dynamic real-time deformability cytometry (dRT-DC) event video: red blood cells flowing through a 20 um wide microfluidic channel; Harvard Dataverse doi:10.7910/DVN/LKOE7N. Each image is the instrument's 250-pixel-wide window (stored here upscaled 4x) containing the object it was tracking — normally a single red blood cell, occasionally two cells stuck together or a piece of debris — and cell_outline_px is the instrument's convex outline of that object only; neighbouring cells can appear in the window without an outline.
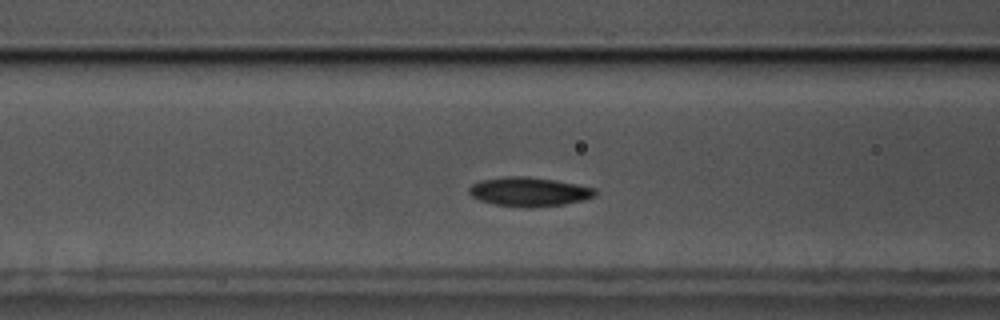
{"species": "common noctule bat (a hibernating species)", "species_latin": "Nyctalus noctula", "temperature_condition": "cold", "stored_images_in_passage": 51, "camera_frame_rate_fps": 3000, "um_per_image_px": 0.085, "animal": {"sex": "male", "body_mass_g": 17.5, "forearm_length_mm": 52.3}, "frame": {"image": 1, "passage_image": 16, "time_ms": 5.0, "image_size_px": [1000, 320], "cell_outline_px": [[596, 196], [584, 200], [564, 204], [528, 208], [492, 204], [480, 200], [472, 196], [468, 192], [468, 188], [472, 184], [480, 180], [504, 176], [528, 176], [556, 180], [596, 188]], "centroid_in_image_um": [44.97, 16.29], "position_along_channel_um": 121.6, "area_um2": 21.62}}
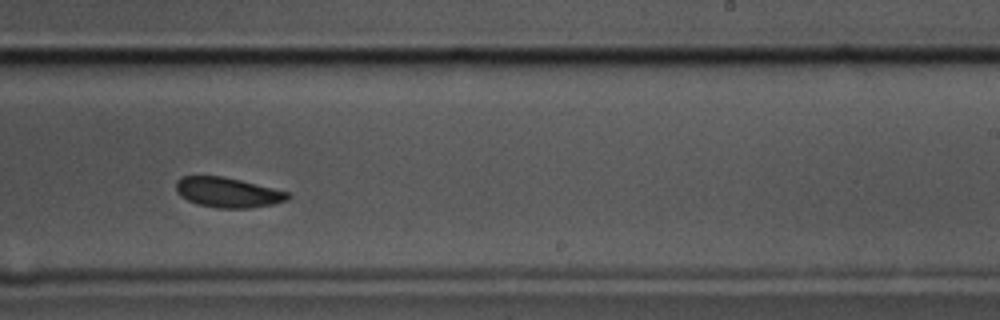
{"frame": {"image": 2, "passage_image": 29, "time_ms": 9.333, "image_size_px": [1000, 320], "cell_outline_px": [[292, 196], [288, 200], [272, 204], [248, 208], [216, 208], [200, 204], [188, 200], [180, 196], [176, 192], [176, 180], [184, 176], [220, 176], [240, 180], [288, 192]], "centroid_in_image_um": [19.35, 16.36], "position_along_channel_um": 269.6, "area_um2": 19.36}}
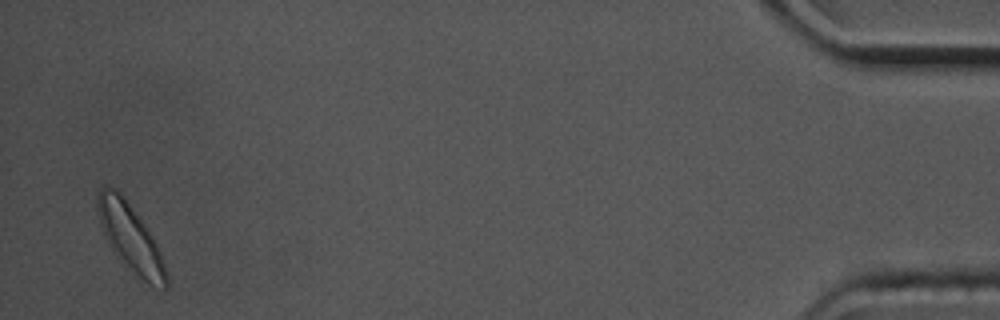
{"frame": {"image": 3, "passage_image": 50, "time_ms": 16.333, "image_size_px": [1000, 320], "cell_outline_px": [[168, 288], [164, 288], [148, 284], [128, 268], [112, 252], [104, 236], [100, 224], [96, 208], [96, 200], [100, 188], [112, 188], [120, 192], [124, 196], [148, 228], [160, 252], [168, 276]], "centroid_in_image_um": [11.07, 20.21], "position_along_channel_um": 424.1, "area_um2": 26.99}, "authors_computed_cell_mechanics": {"area_um2": 20.6924, "velocity_mm_per_s": 3.4264, "shape_relaxation_time_tau1_ms": 1.5421, "shape_relaxation_time_tau2_ms": null, "deformation_change_tau1": 0.0672, "deformation_change_tau2": null}}